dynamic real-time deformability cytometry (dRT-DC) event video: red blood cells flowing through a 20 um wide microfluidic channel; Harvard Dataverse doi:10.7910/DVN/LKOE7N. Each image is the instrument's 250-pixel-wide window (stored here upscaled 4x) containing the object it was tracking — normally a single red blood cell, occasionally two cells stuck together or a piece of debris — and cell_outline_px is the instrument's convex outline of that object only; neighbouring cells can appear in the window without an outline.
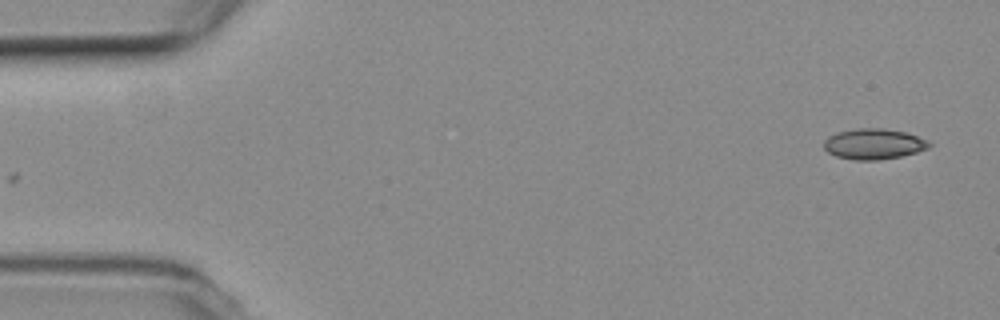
{"species": "common noctule bat (a hibernating species)", "species_latin": "Nyctalus noctula", "temperature_condition": "room temperature", "stored_images_in_passage": 55, "camera_frame_rate_fps": 3000, "um_per_image_px": 0.085, "animal": {"sex": "female", "body_mass_g": 19.3, "forearm_length_mm": 54.1}, "frame": {"image": 1, "passage_image": 1, "time_ms": 0.0, "image_size_px": [1000, 320], "cell_outline_px": [[932, 144], [928, 148], [916, 152], [900, 156], [876, 160], [856, 160], [836, 156], [828, 152], [824, 148], [824, 140], [828, 136], [836, 132], [856, 128], [884, 128], [904, 132], [928, 140]], "centroid_in_image_um": [74.24, 12.23], "position_along_channel_um": 10.8, "area_um2": 18.73}}
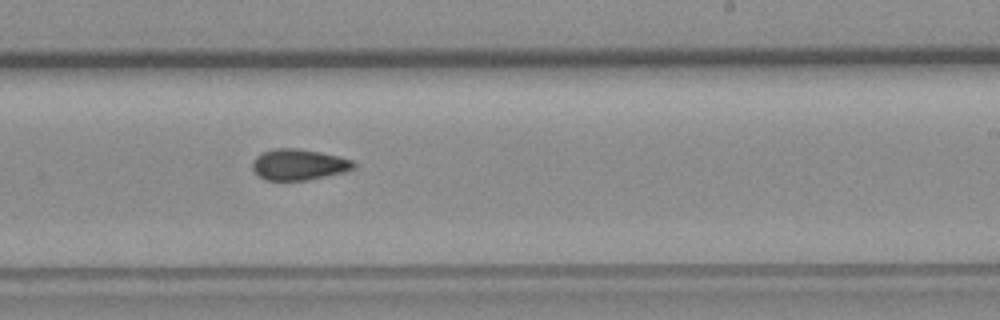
{"frame": {"image": 2, "passage_image": 32, "time_ms": 10.333, "image_size_px": [1000, 320], "cell_outline_px": [[356, 168], [344, 172], [308, 180], [264, 180], [252, 168], [252, 160], [256, 156], [264, 152], [276, 148], [296, 148], [320, 152], [340, 156], [352, 160], [356, 164]], "centroid_in_image_um": [25.42, 13.99], "position_along_channel_um": 263.6, "area_um2": 18.32}}
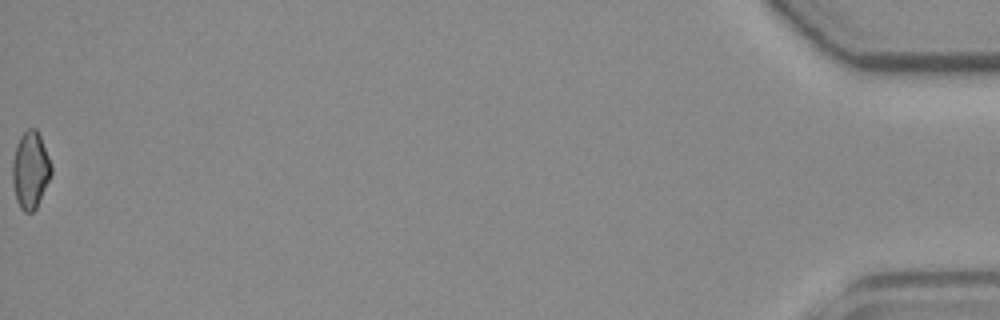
{"frame": {"image": 3, "passage_image": 55, "time_ms": 18.0, "image_size_px": [1000, 320], "cell_outline_px": [[52, 172], [36, 208], [32, 212], [24, 212], [20, 208], [16, 200], [12, 184], [12, 160], [16, 144], [20, 136], [28, 128], [36, 128], [40, 136], [52, 164]], "centroid_in_image_um": [2.57, 14.44], "position_along_channel_um": 432.6, "area_um2": 17.51}}